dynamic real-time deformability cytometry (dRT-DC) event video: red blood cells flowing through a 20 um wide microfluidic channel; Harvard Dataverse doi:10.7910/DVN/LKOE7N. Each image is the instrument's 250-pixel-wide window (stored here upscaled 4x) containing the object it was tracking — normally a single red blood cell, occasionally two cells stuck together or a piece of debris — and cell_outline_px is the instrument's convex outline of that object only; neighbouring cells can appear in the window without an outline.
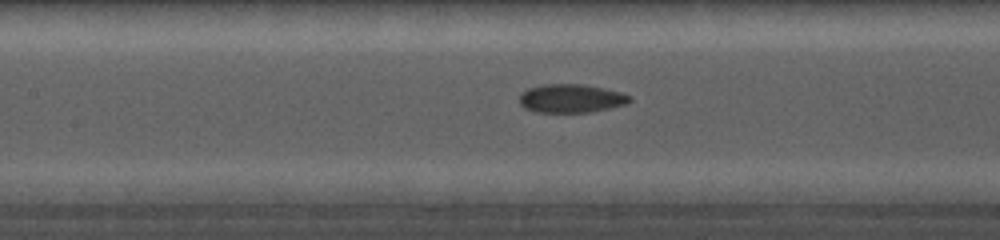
{"species": "common noctule bat (a hibernating species)", "species_latin": "Nyctalus noctula", "temperature_condition": "cold", "stored_images_in_passage": 26, "camera_frame_rate_fps": 5000, "um_per_image_px": 0.085, "animal": {"sex": "female", "body_mass_g": 19.0, "forearm_length_mm": 56.7}, "frame": {"image": 1, "passage_image": 22, "time_ms": 7.6, "image_size_px": [1000, 240], "cell_outline_px": [[632, 100], [624, 104], [608, 108], [588, 112], [536, 112], [524, 108], [520, 104], [520, 96], [528, 88], [544, 84], [580, 84], [600, 88], [616, 92], [628, 96]], "centroid_in_image_um": [48.46, 8.37], "position_along_channel_um": 158.9, "area_um2": 17.8}}